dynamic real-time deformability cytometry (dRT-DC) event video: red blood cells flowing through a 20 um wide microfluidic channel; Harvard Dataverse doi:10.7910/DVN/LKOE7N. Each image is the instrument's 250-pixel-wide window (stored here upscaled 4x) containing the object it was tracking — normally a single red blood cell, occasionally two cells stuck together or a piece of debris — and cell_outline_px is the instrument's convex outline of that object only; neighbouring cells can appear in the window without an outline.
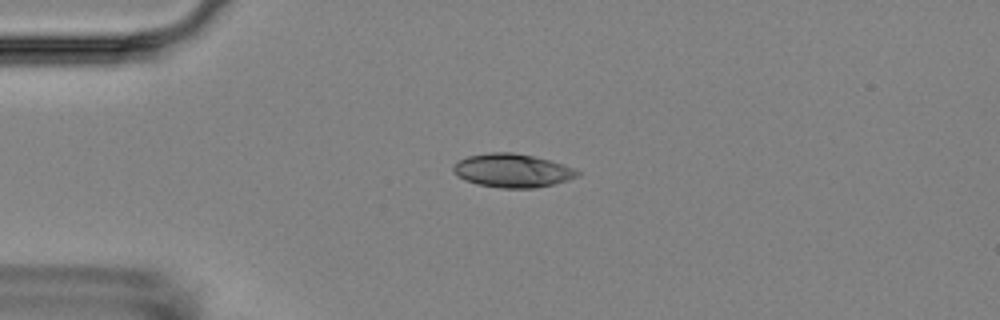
{"species": "Egyptian fruit bat (a non-hibernating species)", "species_latin": "Rousettus aegyptiacus", "temperature_condition": "room temperature", "stored_images_in_passage": 5, "camera_frame_rate_fps": 3000, "um_per_image_px": 0.085, "animal": {"sex": "female"}, "frame": {"image": 1, "passage_image": 4, "time_ms": 3.333, "image_size_px": [1000, 320], "cell_outline_px": [[580, 176], [568, 180], [552, 184], [532, 188], [500, 188], [480, 184], [464, 180], [456, 176], [452, 172], [452, 168], [456, 160], [468, 156], [488, 152], [512, 152], [532, 156], [564, 164], [580, 172]], "centroid_in_image_um": [43.5, 14.49], "position_along_channel_um": 41.5, "area_um2": 24.33}}